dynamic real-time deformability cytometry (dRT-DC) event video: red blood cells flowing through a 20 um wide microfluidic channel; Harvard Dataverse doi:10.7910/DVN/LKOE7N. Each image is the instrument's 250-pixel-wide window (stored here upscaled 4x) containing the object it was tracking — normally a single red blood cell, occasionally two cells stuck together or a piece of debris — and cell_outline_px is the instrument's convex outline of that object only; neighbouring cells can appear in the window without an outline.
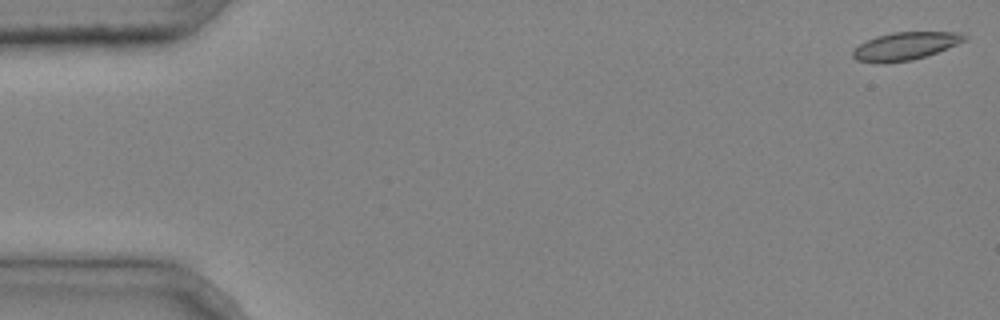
{"species": "common noctule bat (a hibernating species)", "species_latin": "Nyctalus noctula", "temperature_condition": "cold", "stored_images_in_passage": 3, "camera_frame_rate_fps": 3000, "um_per_image_px": 0.085, "animal": {"sex": "male", "body_mass_g": 20.4}, "frame": {"image": 1, "passage_image": 1, "time_ms": 0.0, "image_size_px": [1000, 320], "cell_outline_px": [[968, 36], [964, 40], [956, 44], [936, 52], [912, 60], [856, 60], [852, 56], [852, 52], [860, 44], [876, 36], [892, 32], [960, 32]], "centroid_in_image_um": [77.0, 3.86], "position_along_channel_um": 8.0, "area_um2": 17.11}}